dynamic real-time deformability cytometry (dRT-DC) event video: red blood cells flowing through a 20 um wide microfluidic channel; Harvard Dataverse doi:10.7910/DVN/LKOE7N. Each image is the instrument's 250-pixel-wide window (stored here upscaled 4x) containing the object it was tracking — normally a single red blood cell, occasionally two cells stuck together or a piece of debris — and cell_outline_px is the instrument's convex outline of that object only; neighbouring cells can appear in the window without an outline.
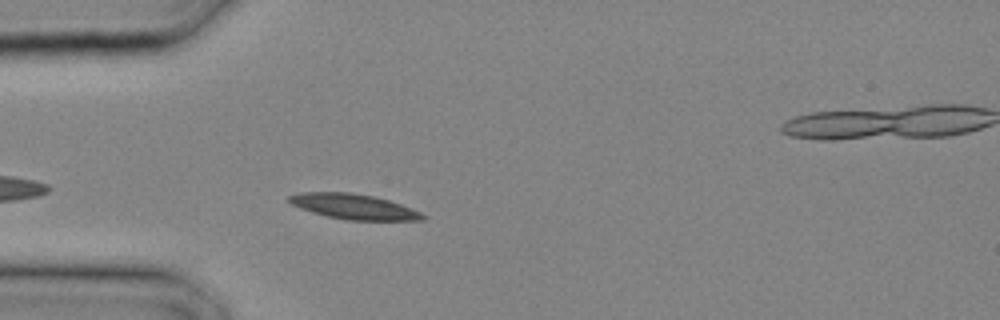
{"species": "common noctule bat (a hibernating species)", "species_latin": "Nyctalus noctula", "temperature_condition": "cold", "stored_images_in_passage": 9, "camera_frame_rate_fps": 3000, "um_per_image_px": 0.085, "animal": {"sex": "male", "body_mass_g": 20.4}, "frame": {"image": 1, "passage_image": 5, "time_ms": 1.333, "image_size_px": [1000, 320], "cell_outline_px": [[428, 216], [424, 220], [348, 220], [328, 216], [312, 212], [300, 208], [292, 204], [288, 200], [288, 196], [300, 192], [348, 192], [376, 196], [400, 204], [420, 212]], "centroid_in_image_um": [30.07, 17.55], "position_along_channel_um": 54.9, "area_um2": 19.54}}